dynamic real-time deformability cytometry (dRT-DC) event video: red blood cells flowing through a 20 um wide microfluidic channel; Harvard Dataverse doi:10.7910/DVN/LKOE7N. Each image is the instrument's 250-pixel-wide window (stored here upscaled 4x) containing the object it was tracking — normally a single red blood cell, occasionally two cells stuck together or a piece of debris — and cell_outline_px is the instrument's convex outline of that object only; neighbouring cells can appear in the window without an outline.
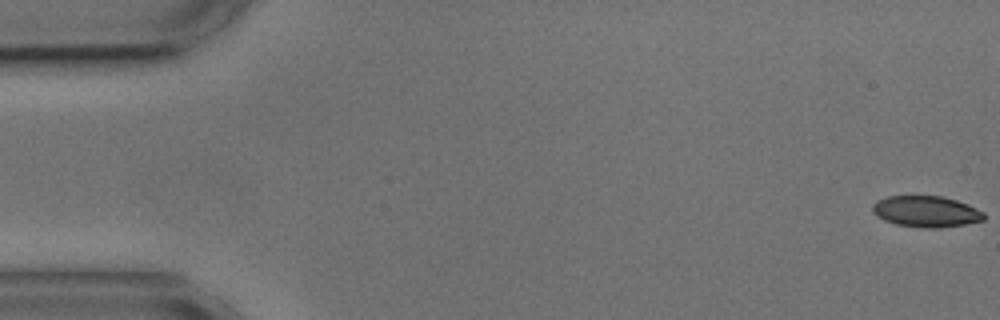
{"species": "common noctule bat (a hibernating species)", "species_latin": "Nyctalus noctula", "temperature_condition": "cold", "stored_images_in_passage": 2, "segment_of_instrument_passage": [2, 2], "camera_frame_rate_fps": 3000, "um_per_image_px": 0.085, "animal": {"sex": "male", "body_mass_g": 17.9, "forearm_length_mm": 54.2}, "frame": {"image": 1, "passage_image": 2, "time_ms": 2.333, "image_size_px": [1000, 320], "cell_outline_px": [[984, 220], [964, 224], [936, 228], [924, 228], [896, 224], [884, 220], [876, 216], [872, 212], [872, 204], [876, 200], [888, 196], [940, 196], [956, 200], [968, 204], [984, 212]], "centroid_in_image_um": [78.69, 17.97], "position_along_channel_um": 6.3, "area_um2": 20.23}}